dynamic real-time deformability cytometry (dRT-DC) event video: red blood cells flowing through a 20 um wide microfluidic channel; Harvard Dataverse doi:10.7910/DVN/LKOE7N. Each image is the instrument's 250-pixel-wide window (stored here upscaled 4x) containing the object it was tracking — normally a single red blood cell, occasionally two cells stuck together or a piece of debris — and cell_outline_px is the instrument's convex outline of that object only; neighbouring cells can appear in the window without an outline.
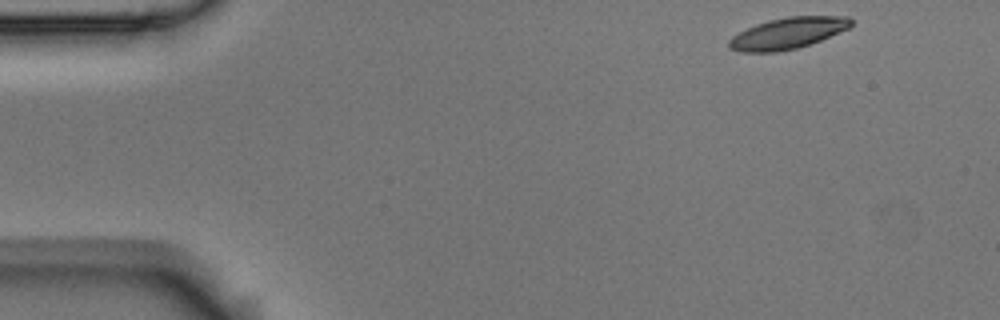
{"species": "Egyptian fruit bat (a non-hibernating species)", "species_latin": "Rousettus aegyptiacus", "temperature_condition": "room temperature", "stored_images_in_passage": 53, "camera_frame_rate_fps": 3000, "um_per_image_px": 0.085, "animal": {"sex": "male"}, "frame": {"image": 1, "passage_image": 1, "time_ms": 0.0, "image_size_px": [1000, 320], "cell_outline_px": [[852, 24], [848, 28], [820, 40], [796, 48], [776, 52], [740, 52], [728, 48], [728, 40], [732, 36], [756, 24], [768, 20], [788, 16], [848, 16], [852, 20]], "centroid_in_image_um": [66.92, 2.82], "position_along_channel_um": 18.1, "area_um2": 22.08}}
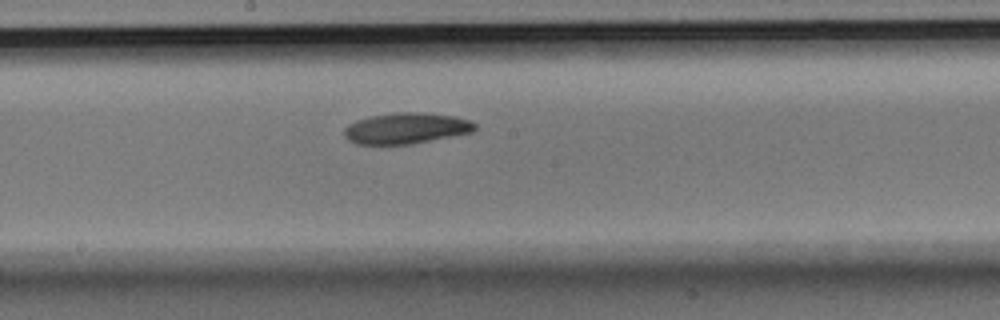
{"frame": {"image": 2, "passage_image": 26, "time_ms": 8.333, "image_size_px": [1000, 320], "cell_outline_px": [[476, 128], [472, 132], [412, 144], [356, 144], [348, 140], [344, 136], [344, 128], [348, 124], [356, 120], [372, 116], [396, 112], [420, 112], [456, 116], [468, 120], [476, 124]], "centroid_in_image_um": [34.51, 10.9], "position_along_channel_um": 213.7, "area_um2": 23.58}}
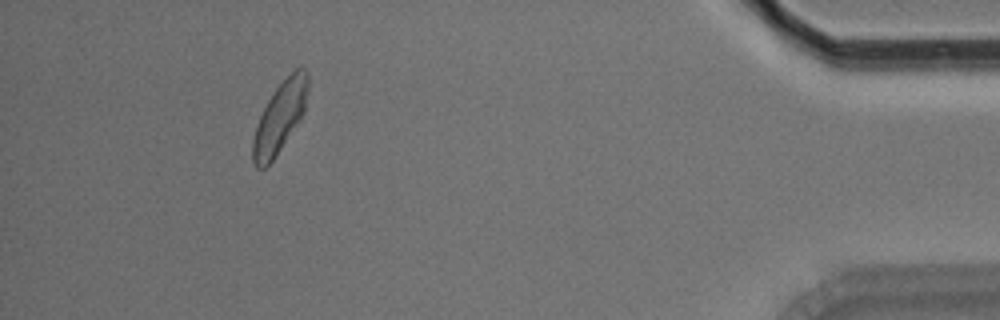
{"frame": {"image": 3, "passage_image": 48, "time_ms": 15.667, "image_size_px": [1000, 320], "cell_outline_px": [[308, 92], [304, 112], [300, 120], [276, 156], [264, 168], [256, 168], [252, 164], [252, 140], [260, 116], [272, 92], [296, 68], [304, 68], [308, 76]], "centroid_in_image_um": [23.78, 10.0], "position_along_channel_um": 411.4, "area_um2": 22.48}, "authors_computed_cell_mechanics": {"area_um2": 23.0622, "velocity_mm_per_s": 3.4977, "shape_relaxation_time_tau1_ms": 4.9344, "shape_relaxation_time_tau2_ms": null, "deformation_change_tau1": 0.1508, "deformation_change_tau2": null}}